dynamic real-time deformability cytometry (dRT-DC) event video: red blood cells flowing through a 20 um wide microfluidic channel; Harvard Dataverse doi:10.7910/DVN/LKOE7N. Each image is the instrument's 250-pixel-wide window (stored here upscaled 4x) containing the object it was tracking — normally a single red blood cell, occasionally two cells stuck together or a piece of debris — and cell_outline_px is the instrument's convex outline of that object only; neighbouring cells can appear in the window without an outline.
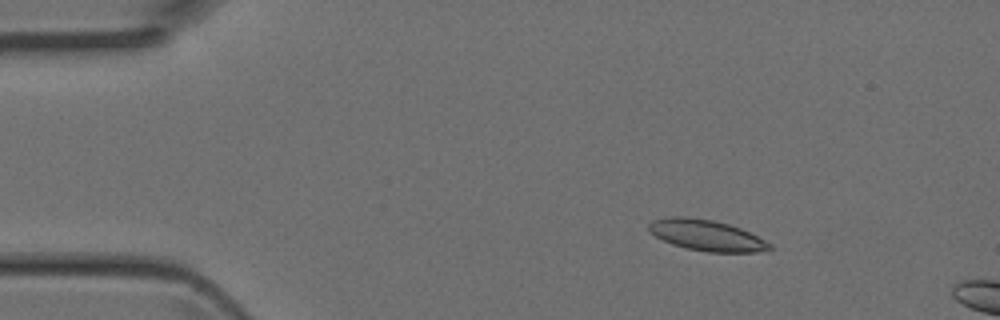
{"species": "Egyptian fruit bat (a non-hibernating species)", "species_latin": "Rousettus aegyptiacus", "temperature_condition": "room temperature", "stored_images_in_passage": 3, "camera_frame_rate_fps": 3000, "um_per_image_px": 0.085, "animal": {"sex": "female"}, "frame": {"image": 1, "passage_image": 2, "time_ms": 0.333, "image_size_px": [1000, 320], "cell_outline_px": [[772, 248], [756, 252], [708, 252], [688, 248], [672, 244], [648, 232], [648, 224], [652, 220], [668, 216], [684, 216], [712, 220], [728, 224], [740, 228], [772, 244]], "centroid_in_image_um": [60.01, 19.99], "position_along_channel_um": 25.0, "area_um2": 21.62}}